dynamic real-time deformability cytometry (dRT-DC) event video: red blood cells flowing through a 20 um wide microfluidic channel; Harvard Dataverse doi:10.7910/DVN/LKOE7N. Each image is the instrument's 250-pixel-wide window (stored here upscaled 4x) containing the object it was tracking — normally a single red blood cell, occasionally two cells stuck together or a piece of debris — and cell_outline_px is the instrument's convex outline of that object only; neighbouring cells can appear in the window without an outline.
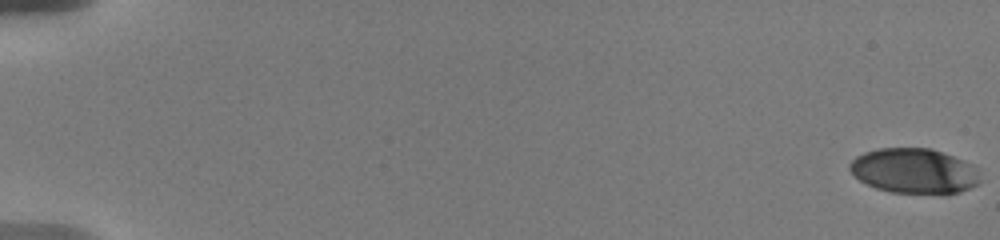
{"species": "human", "species_latin": "Homo sapiens", "temperature_condition": "warm", "stored_images_in_passage": 49, "camera_frame_rate_fps": 3000, "um_per_image_px": 0.085, "donor": {"sex": "male"}, "frame": {"image": 1, "passage_image": 1, "time_ms": 0.0, "image_size_px": [1000, 240], "cell_outline_px": [[980, 180], [976, 184], [960, 192], [892, 192], [876, 188], [860, 180], [848, 168], [848, 164], [856, 156], [864, 152], [880, 148], [932, 148], [952, 156], [968, 164]], "centroid_in_image_um": [77.6, 14.5], "position_along_channel_um": 7.4, "area_um2": 33.18}}
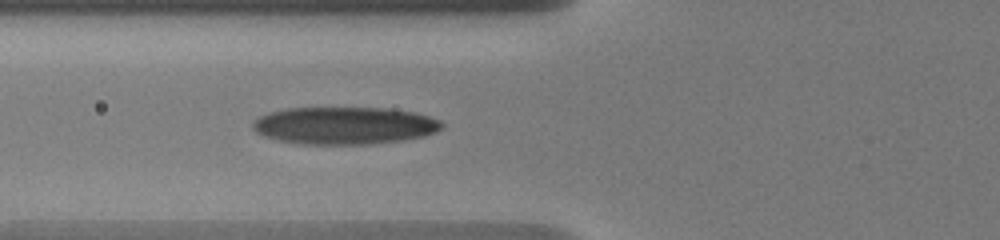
{"frame": {"image": 2, "passage_image": 27, "time_ms": 7.667, "image_size_px": [1000, 240], "cell_outline_px": [[444, 128], [436, 132], [424, 136], [400, 140], [368, 144], [304, 144], [280, 140], [264, 136], [256, 132], [252, 128], [252, 120], [268, 112], [284, 108], [388, 108], [416, 112], [440, 120], [444, 124]], "centroid_in_image_um": [29.28, 10.66], "position_along_channel_um": 96.5, "area_um2": 41.38}}
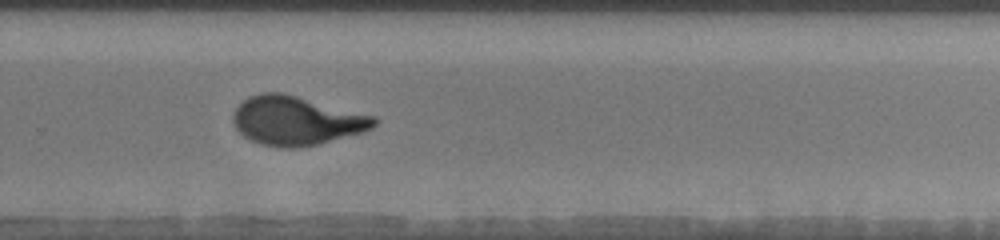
{"frame": {"image": 3, "passage_image": 44, "time_ms": 13.333, "image_size_px": [1000, 240], "cell_outline_px": [[380, 120], [372, 128], [364, 132], [300, 148], [280, 148], [260, 144], [248, 140], [236, 128], [232, 120], [232, 116], [236, 108], [248, 96], [260, 92], [280, 92], [376, 116]], "centroid_in_image_um": [25.18, 10.26], "position_along_channel_um": 304.6, "area_um2": 40.34}}